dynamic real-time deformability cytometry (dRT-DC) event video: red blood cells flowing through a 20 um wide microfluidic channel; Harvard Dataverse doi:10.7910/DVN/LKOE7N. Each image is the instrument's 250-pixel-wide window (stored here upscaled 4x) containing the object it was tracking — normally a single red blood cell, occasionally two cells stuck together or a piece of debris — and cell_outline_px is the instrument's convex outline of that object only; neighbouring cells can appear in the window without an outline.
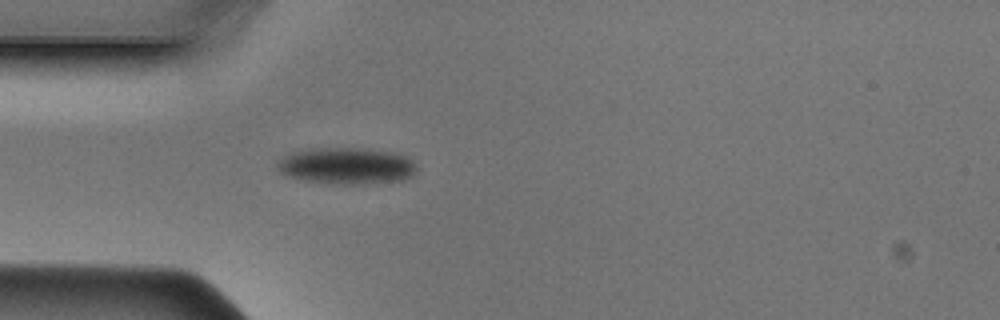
{"species": "Egyptian fruit bat (a non-hibernating species)", "species_latin": "Rousettus aegyptiacus", "temperature_condition": "cold", "stored_images_in_passage": 39, "camera_frame_rate_fps": 3000, "um_per_image_px": 0.085, "animal": {"sex": "male"}, "frame": {"image": 1, "passage_image": 5, "time_ms": 1.333, "image_size_px": [1000, 320], "cell_outline_px": [[416, 172], [412, 176], [400, 180], [360, 184], [344, 184], [308, 180], [292, 176], [280, 172], [276, 164], [284, 156], [292, 152], [312, 148], [364, 148], [392, 152], [408, 156], [416, 164]], "centroid_in_image_um": [29.51, 14.07], "position_along_channel_um": 55.5, "area_um2": 29.36}}
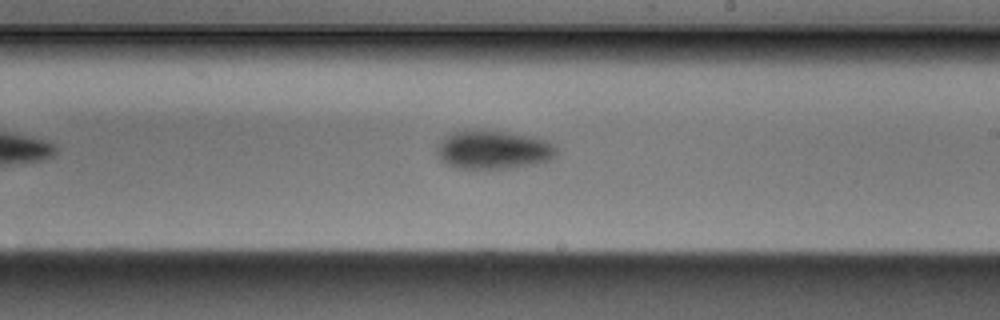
{"frame": {"image": 2, "passage_image": 19, "time_ms": 6.0, "image_size_px": [1000, 320], "cell_outline_px": [[556, 156], [552, 160], [532, 164], [508, 168], [456, 168], [440, 160], [436, 152], [436, 148], [444, 136], [452, 132], [464, 128], [508, 132], [532, 136], [544, 140], [552, 144], [556, 148]], "centroid_in_image_um": [41.88, 12.7], "position_along_channel_um": 247.1, "area_um2": 27.17}}
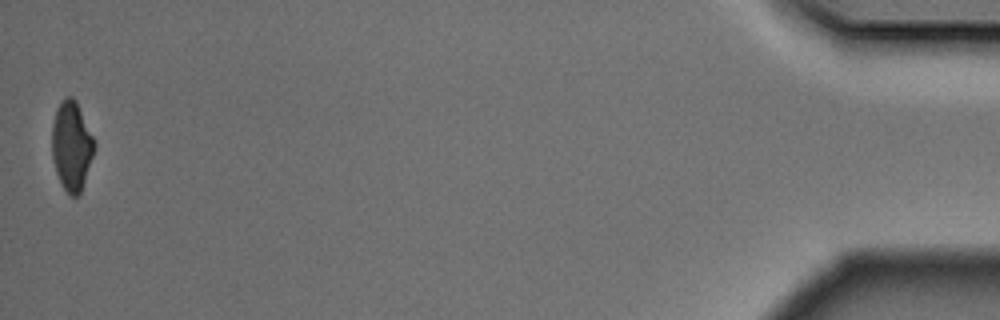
{"frame": {"image": 3, "passage_image": 39, "time_ms": 12.667, "image_size_px": [1000, 320], "cell_outline_px": [[96, 144], [80, 192], [76, 196], [72, 196], [64, 188], [56, 172], [52, 156], [52, 124], [56, 108], [68, 96], [72, 96], [76, 100], [96, 140]], "centroid_in_image_um": [6.09, 12.34], "position_along_channel_um": 429.1, "area_um2": 21.79}}